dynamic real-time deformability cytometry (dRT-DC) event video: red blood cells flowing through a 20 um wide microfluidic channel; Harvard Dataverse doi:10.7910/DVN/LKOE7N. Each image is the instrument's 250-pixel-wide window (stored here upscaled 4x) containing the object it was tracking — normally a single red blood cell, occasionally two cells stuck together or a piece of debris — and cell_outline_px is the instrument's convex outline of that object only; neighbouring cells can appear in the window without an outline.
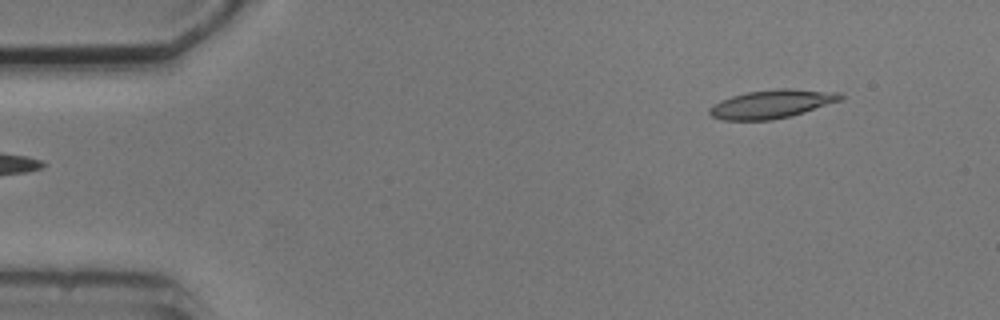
{"species": "common noctule bat (a hibernating species)", "species_latin": "Nyctalus noctula", "temperature_condition": "cold", "stored_images_in_passage": 5, "camera_frame_rate_fps": 3000, "um_per_image_px": 0.085, "animal": {"sex": "male", "body_mass_g": 20.5, "forearm_length_mm": 52.5}, "frame": {"image": 1, "passage_image": 5, "time_ms": 5.333, "image_size_px": [1000, 320], "cell_outline_px": [[844, 96], [840, 100], [804, 112], [772, 120], [724, 120], [712, 116], [708, 112], [708, 108], [720, 100], [732, 96], [748, 92], [780, 88], [788, 88], [840, 92]], "centroid_in_image_um": [65.58, 8.83], "position_along_channel_um": 19.4, "area_um2": 21.56}}